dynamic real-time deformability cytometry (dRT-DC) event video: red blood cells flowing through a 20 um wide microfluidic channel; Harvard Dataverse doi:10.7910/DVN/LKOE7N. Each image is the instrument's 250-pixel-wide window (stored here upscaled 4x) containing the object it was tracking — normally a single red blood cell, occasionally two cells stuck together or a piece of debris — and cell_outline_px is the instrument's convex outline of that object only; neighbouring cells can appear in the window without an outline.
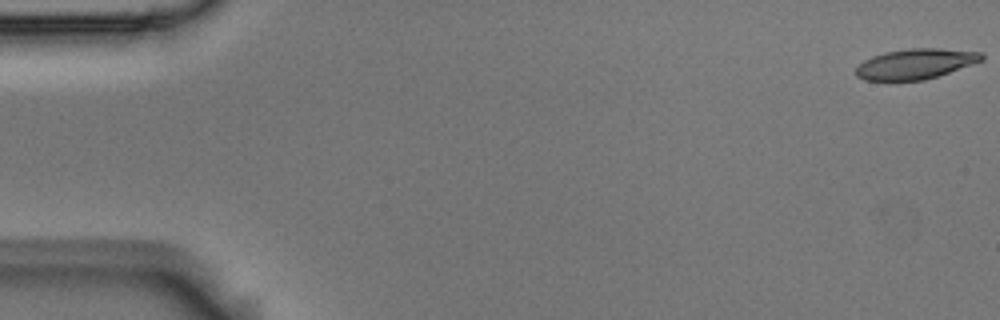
{"species": "Egyptian fruit bat (a non-hibernating species)", "species_latin": "Rousettus aegyptiacus", "temperature_condition": "room temperature", "stored_images_in_passage": 5, "camera_frame_rate_fps": 3000, "um_per_image_px": 0.085, "animal": {"sex": "male"}, "frame": {"image": 1, "passage_image": 1, "time_ms": 0.0, "image_size_px": [1000, 320], "cell_outline_px": [[984, 60], [924, 80], [864, 80], [856, 76], [856, 68], [864, 60], [872, 56], [884, 52], [908, 48], [940, 48], [980, 52], [984, 56]], "centroid_in_image_um": [77.8, 5.42], "position_along_channel_um": 7.2, "area_um2": 22.02}}
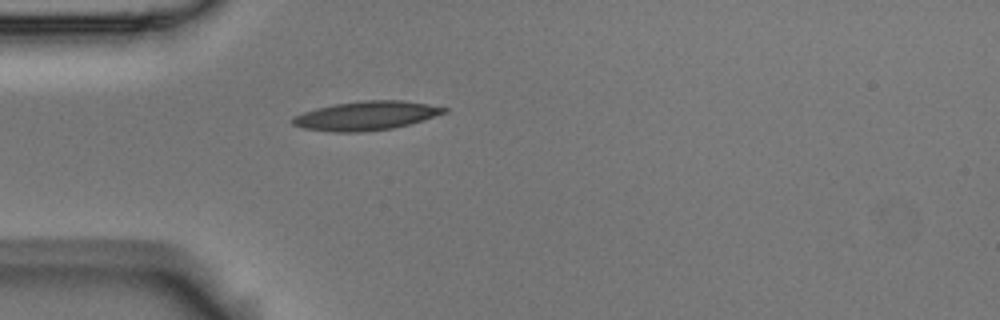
{"frame": {"image": 2, "passage_image": 5, "time_ms": 1.333, "image_size_px": [1000, 320], "cell_outline_px": [[448, 112], [408, 124], [392, 128], [360, 132], [336, 132], [304, 128], [292, 124], [292, 116], [316, 108], [332, 104], [360, 100], [404, 100], [428, 104], [448, 108]], "centroid_in_image_um": [31.11, 9.82], "position_along_channel_um": 53.9, "area_um2": 25.49}}